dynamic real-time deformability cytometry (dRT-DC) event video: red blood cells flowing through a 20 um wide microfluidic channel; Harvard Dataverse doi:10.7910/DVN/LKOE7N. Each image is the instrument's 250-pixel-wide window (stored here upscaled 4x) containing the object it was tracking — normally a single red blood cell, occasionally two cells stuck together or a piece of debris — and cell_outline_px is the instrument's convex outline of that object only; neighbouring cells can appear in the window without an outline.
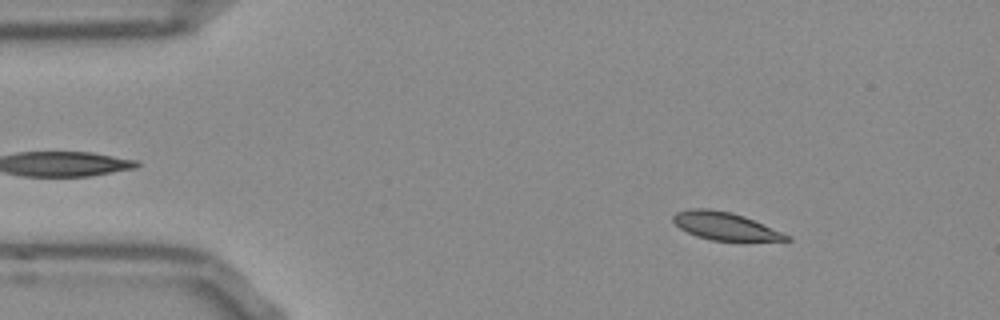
{"species": "Egyptian fruit bat (a non-hibernating species)", "species_latin": "Rousettus aegyptiacus", "temperature_condition": "room temperature", "stored_images_in_passage": 11, "camera_frame_rate_fps": 3000, "um_per_image_px": 0.085, "frame": {"image": 1, "passage_image": 4, "time_ms": 1.0, "image_size_px": [1000, 320], "cell_outline_px": [[792, 240], [712, 240], [696, 236], [680, 228], [672, 220], [672, 216], [676, 212], [688, 208], [708, 208], [732, 212], [744, 216], [792, 236]], "centroid_in_image_um": [61.6, 19.19], "position_along_channel_um": 23.4, "area_um2": 18.21}}